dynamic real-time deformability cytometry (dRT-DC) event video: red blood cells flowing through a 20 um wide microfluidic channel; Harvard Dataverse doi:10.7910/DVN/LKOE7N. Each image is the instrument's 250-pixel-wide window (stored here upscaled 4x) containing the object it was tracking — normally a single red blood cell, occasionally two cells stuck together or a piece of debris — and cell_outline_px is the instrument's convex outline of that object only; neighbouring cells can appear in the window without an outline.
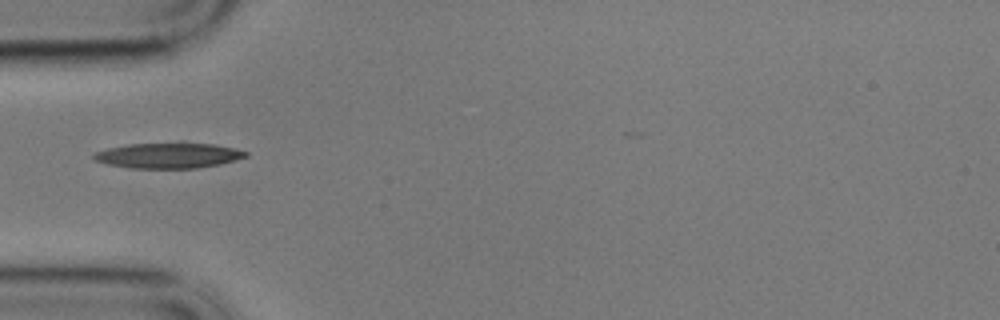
{"species": "common noctule bat (a hibernating species)", "species_latin": "Nyctalus noctula", "temperature_condition": "cold", "stored_images_in_passage": 41, "camera_frame_rate_fps": 3000, "um_per_image_px": 0.085, "animal": {"sex": "male", "body_mass_g": 17.9}, "frame": {"image": 1, "passage_image": 1, "time_ms": 0.0, "image_size_px": [1000, 320], "cell_outline_px": [[248, 156], [220, 164], [196, 168], [132, 168], [108, 164], [96, 160], [92, 156], [96, 152], [108, 148], [128, 144], [180, 140], [184, 140], [212, 144], [232, 148], [248, 152]], "centroid_in_image_um": [14.33, 13.17], "position_along_channel_um": 70.7, "area_um2": 23.12}}
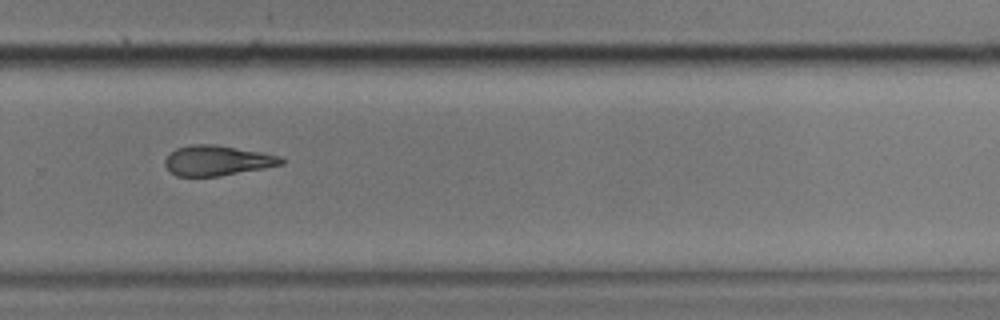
{"frame": {"image": 2, "passage_image": 22, "time_ms": 7.0, "image_size_px": [1000, 320], "cell_outline_px": [[284, 164], [264, 168], [216, 176], [176, 176], [164, 164], [164, 160], [176, 148], [192, 144], [216, 144], [260, 152], [280, 156], [284, 160]], "centroid_in_image_um": [18.46, 13.63], "position_along_channel_um": 311.3, "area_um2": 20.17}}
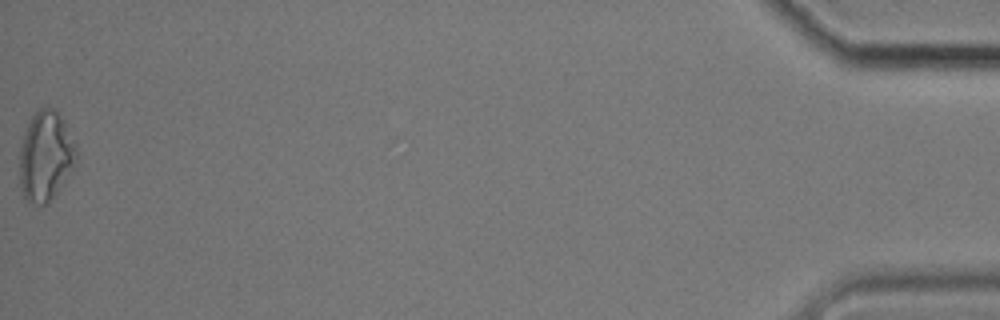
{"frame": {"image": 3, "passage_image": 41, "time_ms": 13.333, "image_size_px": [1000, 320], "cell_outline_px": [[76, 156], [72, 168], [48, 204], [36, 204], [28, 200], [24, 196], [20, 188], [20, 148], [24, 132], [32, 116], [40, 108], [56, 108], [64, 120], [76, 144]], "centroid_in_image_um": [3.87, 13.24], "position_along_channel_um": 431.3, "area_um2": 29.36}, "authors_computed_cell_mechanics": {"area_um2": 21.5594, "velocity_mm_per_s": 3.4349, "shape_relaxation_time_tau1_ms": 4.8865, "shape_relaxation_time_tau2_ms": 5.9477, "deformation_change_tau1": 0.1568, "deformation_change_tau2": 0.1721}}